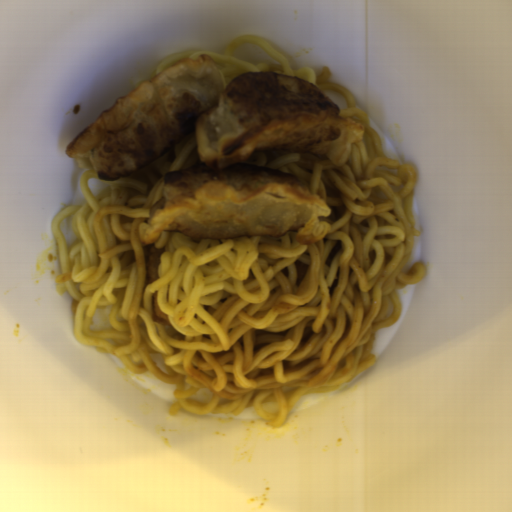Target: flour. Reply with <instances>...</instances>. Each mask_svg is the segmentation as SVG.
<instances>
[{
    "label": "flour",
    "mask_w": 512,
    "mask_h": 512,
    "mask_svg": "<svg viewBox=\"0 0 512 512\" xmlns=\"http://www.w3.org/2000/svg\"><path fill=\"white\" fill-rule=\"evenodd\" d=\"M195 132L199 162L165 173L142 244L165 231L202 239L295 234L300 245L332 230L331 208L298 176L243 164L256 153L288 150L347 164L366 128L346 117L309 80L248 72L227 86L211 56L183 57L116 98L66 146L87 158L97 178L133 175Z\"/></svg>",
    "instance_id": "1"
}]
</instances>
